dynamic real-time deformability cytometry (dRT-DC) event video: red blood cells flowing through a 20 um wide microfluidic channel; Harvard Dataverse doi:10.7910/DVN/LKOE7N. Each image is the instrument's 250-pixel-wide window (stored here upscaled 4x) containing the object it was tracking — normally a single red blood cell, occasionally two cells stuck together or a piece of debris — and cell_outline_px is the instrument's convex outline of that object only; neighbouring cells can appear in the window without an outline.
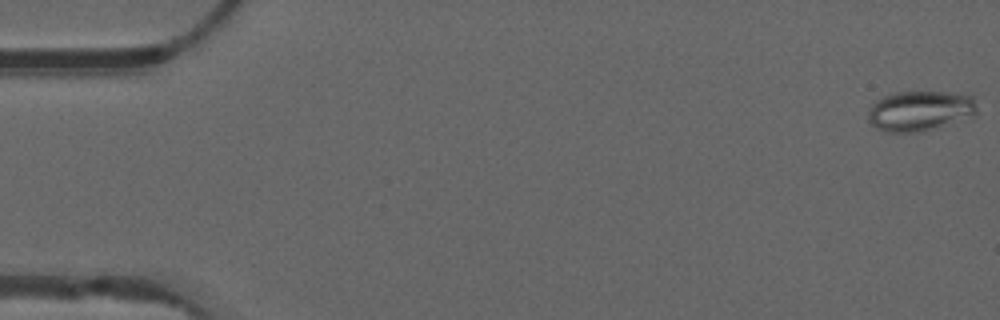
{"species": "common noctule bat (a hibernating species)", "species_latin": "Nyctalus noctula", "temperature_condition": "warm", "stored_images_in_passage": 54, "camera_frame_rate_fps": 3000, "um_per_image_px": 0.085, "animal": {"sex": "male", "forearm_length_mm": 52.5}, "frame": {"image": 1, "passage_image": 1, "time_ms": 0.0, "image_size_px": [1000, 320], "cell_outline_px": [[976, 112], [972, 116], [924, 132], [884, 132], [876, 128], [868, 120], [868, 108], [876, 100], [892, 92], [948, 92], [972, 96], [976, 108]], "centroid_in_image_um": [78.14, 9.43], "position_along_channel_um": 6.9, "area_um2": 25.55}}
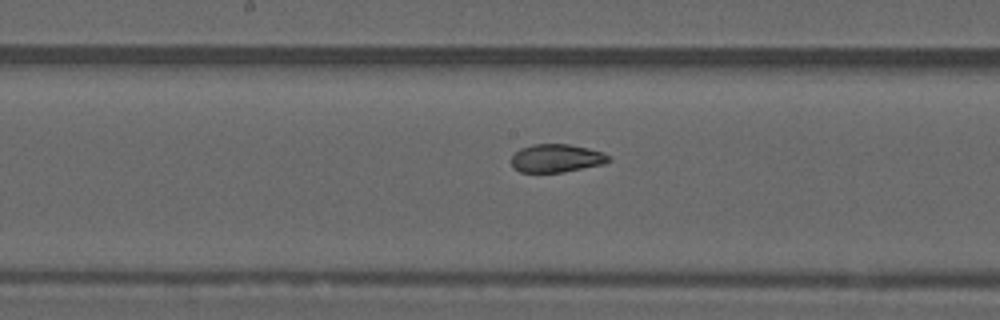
{"frame": {"image": 2, "passage_image": 28, "time_ms": 9.0, "image_size_px": [1000, 320], "cell_outline_px": [[612, 160], [604, 164], [560, 172], [520, 172], [512, 168], [512, 156], [520, 148], [532, 144], [568, 144], [588, 148], [604, 152]], "centroid_in_image_um": [47.29, 13.44], "position_along_channel_um": 200.9, "area_um2": 15.95}}
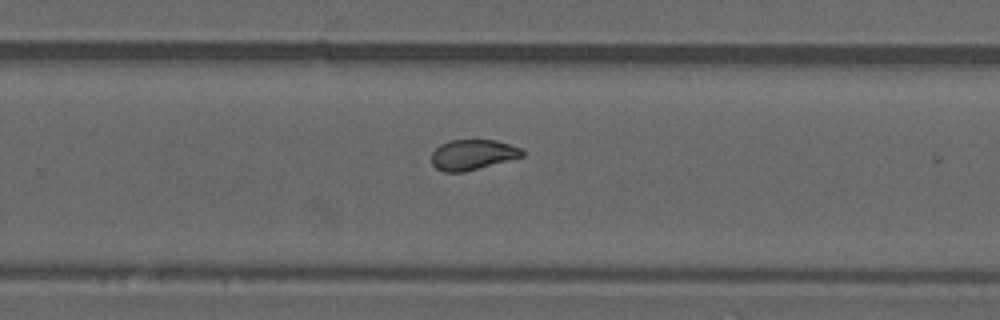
{"frame": {"image": 3, "passage_image": 35, "time_ms": 11.333, "image_size_px": [1000, 320], "cell_outline_px": [[524, 156], [464, 172], [444, 172], [436, 168], [432, 164], [432, 152], [440, 144], [448, 140], [496, 140], [520, 148], [524, 152]], "centroid_in_image_um": [40.15, 13.15], "position_along_channel_um": 289.7, "area_um2": 15.95}, "authors_computed_cell_mechanics": {"area_um2": 17.629, "velocity_mm_per_s": 3.8124, "shape_relaxation_time_tau1_ms": null, "shape_relaxation_time_tau2_ms": 1.1182, "deformation_change_tau1": null, "deformation_change_tau2": 0.0697}}